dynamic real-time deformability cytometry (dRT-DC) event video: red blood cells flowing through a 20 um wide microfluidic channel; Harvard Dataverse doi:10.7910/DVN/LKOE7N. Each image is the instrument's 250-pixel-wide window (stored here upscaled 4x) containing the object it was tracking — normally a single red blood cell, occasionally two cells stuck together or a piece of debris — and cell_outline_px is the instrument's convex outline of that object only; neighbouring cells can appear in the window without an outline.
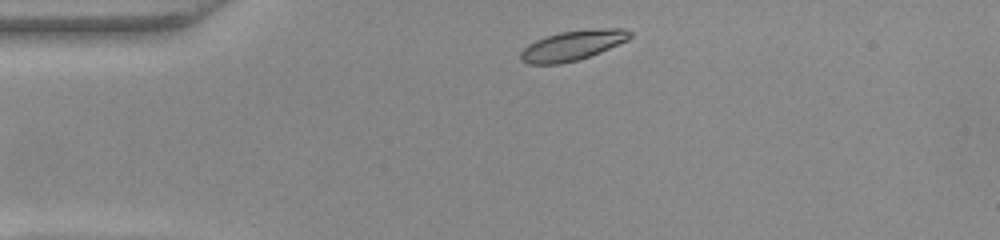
{"species": "common noctule bat (a hibernating species)", "species_latin": "Nyctalus noctula", "temperature_condition": "warm", "stored_images_in_passage": 44, "camera_frame_rate_fps": 3000, "um_per_image_px": 0.085, "animal": {"sex": "female", "body_mass_g": 22.0, "forearm_length_mm": 56.7}, "frame": {"image": 1, "passage_image": 2, "time_ms": 0.333, "image_size_px": [1000, 240], "cell_outline_px": [[632, 36], [628, 40], [600, 52], [576, 60], [560, 64], [528, 64], [520, 60], [520, 52], [528, 44], [536, 40], [560, 32], [592, 28], [624, 28], [632, 32]], "centroid_in_image_um": [48.68, 3.85], "position_along_channel_um": 36.3, "area_um2": 19.07}}
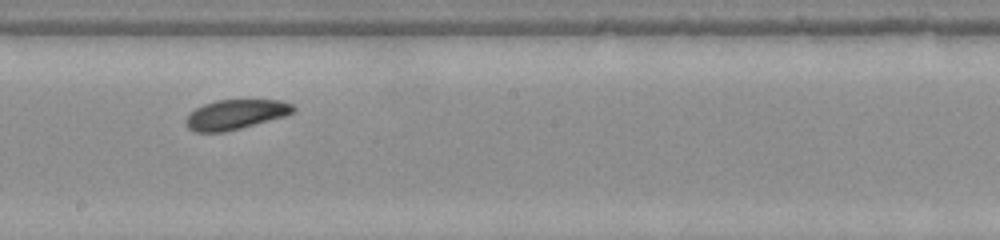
{"frame": {"image": 2, "passage_image": 20, "time_ms": 6.333, "image_size_px": [1000, 240], "cell_outline_px": [[296, 108], [288, 116], [224, 132], [196, 132], [188, 128], [184, 120], [196, 108], [204, 104], [216, 100], [280, 100], [292, 104]], "centroid_in_image_um": [20.05, 9.73], "position_along_channel_um": 228.2, "area_um2": 18.61}}
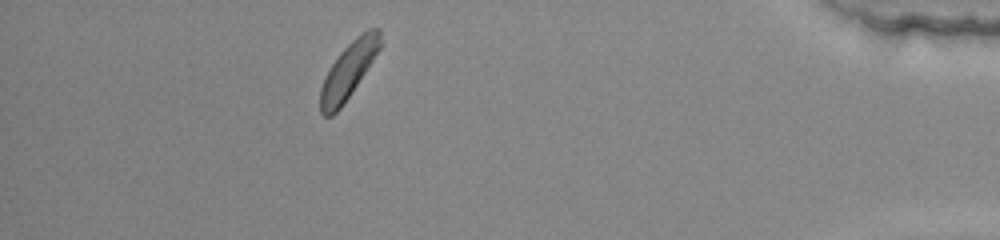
{"frame": {"image": 3, "passage_image": 38, "time_ms": 12.333, "image_size_px": [1000, 240], "cell_outline_px": [[380, 48], [340, 108], [332, 116], [324, 116], [320, 112], [320, 88], [332, 64], [340, 52], [356, 36], [368, 28], [380, 28]], "centroid_in_image_um": [29.6, 5.97], "position_along_channel_um": 405.6, "area_um2": 18.79}, "authors_computed_cell_mechanics": {"area_um2": 18.9873, "velocity_mm_per_s": 3.8108, "shape_relaxation_time_tau1_ms": 1.8927, "shape_relaxation_time_tau2_ms": 7.5547, "deformation_change_tau1": 0.0583, "deformation_change_tau2": 0.1467}}